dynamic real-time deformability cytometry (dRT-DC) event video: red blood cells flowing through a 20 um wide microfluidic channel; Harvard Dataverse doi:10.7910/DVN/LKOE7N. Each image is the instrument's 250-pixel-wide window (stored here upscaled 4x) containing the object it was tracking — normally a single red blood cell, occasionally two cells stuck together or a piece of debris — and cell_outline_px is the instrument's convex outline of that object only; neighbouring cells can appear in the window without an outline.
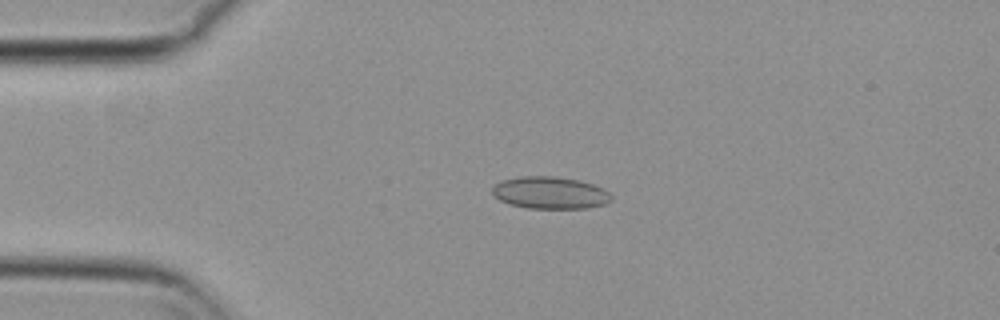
{"species": "common noctule bat (a hibernating species)", "species_latin": "Nyctalus noctula", "temperature_condition": "cold", "stored_images_in_passage": 34, "camera_frame_rate_fps": 3000, "um_per_image_px": 0.085, "animal": {"sex": "female", "body_mass_g": 29.2, "forearm_length_mm": 56.3}, "frame": {"image": 1, "passage_image": 2, "time_ms": 0.333, "image_size_px": [1000, 320], "cell_outline_px": [[612, 200], [604, 204], [588, 208], [528, 208], [508, 204], [492, 196], [492, 188], [500, 180], [520, 176], [556, 176], [580, 180], [604, 188], [612, 196]], "centroid_in_image_um": [46.74, 16.38], "position_along_channel_um": 38.3, "area_um2": 22.54}}
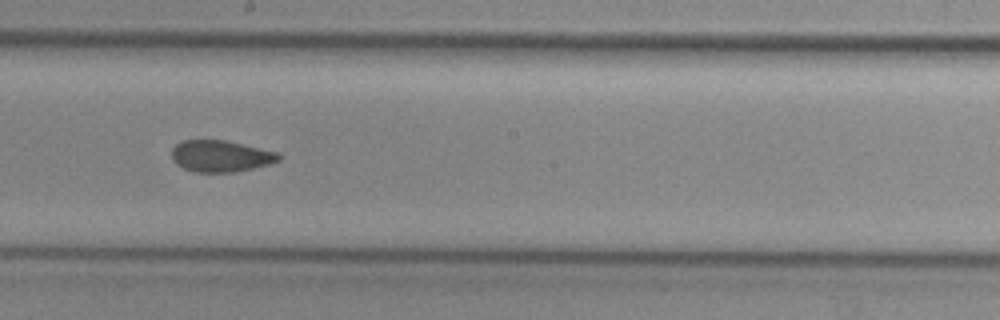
{"frame": {"image": 2, "passage_image": 20, "time_ms": 6.333, "image_size_px": [1000, 320], "cell_outline_px": [[280, 160], [272, 164], [236, 172], [196, 172], [184, 168], [176, 164], [172, 160], [172, 148], [176, 144], [184, 140], [224, 140], [280, 152]], "centroid_in_image_um": [18.79, 13.27], "position_along_channel_um": 229.4, "area_um2": 19.83}}
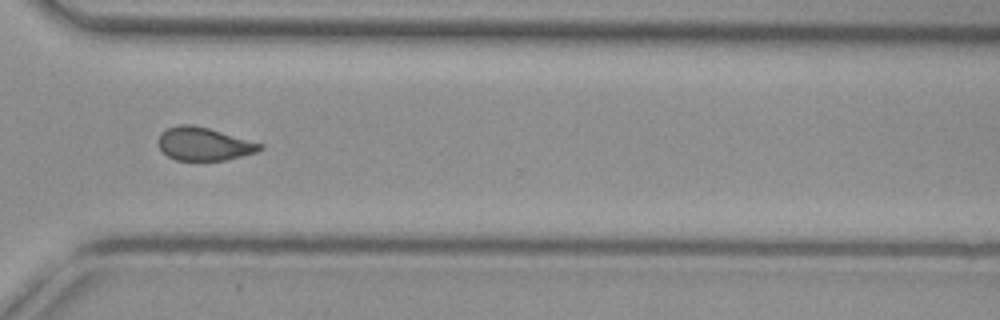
{"frame": {"image": 3, "passage_image": 30, "time_ms": 9.667, "image_size_px": [1000, 320], "cell_outline_px": [[264, 148], [256, 152], [224, 160], [176, 160], [168, 156], [160, 148], [160, 132], [168, 128], [180, 124], [192, 124], [208, 128], [264, 144]], "centroid_in_image_um": [17.35, 12.23], "position_along_channel_um": 353.2, "area_um2": 19.36}, "authors_computed_cell_mechanics": {"area_um2": 20.4323, "velocity_mm_per_s": 3.7108, "shape_relaxation_time_tau1_ms": null, "shape_relaxation_time_tau2_ms": 2.1305, "deformation_change_tau1": null, "deformation_change_tau2": 0.0598}}